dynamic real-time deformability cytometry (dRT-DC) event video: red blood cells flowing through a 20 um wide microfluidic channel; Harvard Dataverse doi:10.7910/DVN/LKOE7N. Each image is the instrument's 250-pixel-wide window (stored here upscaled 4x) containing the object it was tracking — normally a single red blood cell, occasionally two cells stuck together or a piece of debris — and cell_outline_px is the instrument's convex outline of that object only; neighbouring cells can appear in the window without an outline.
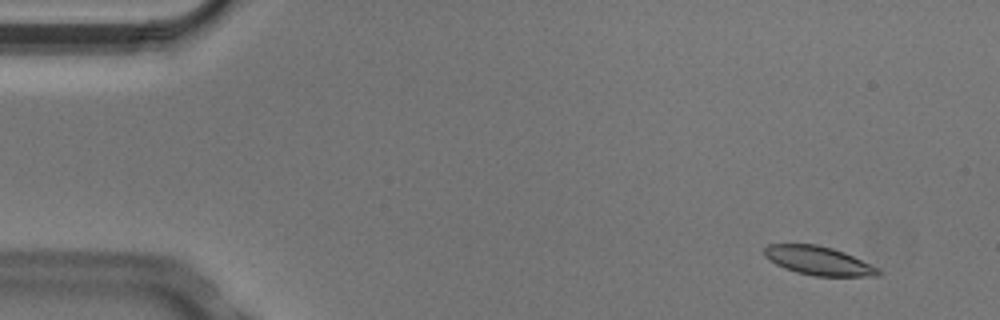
{"species": "Egyptian fruit bat (a non-hibernating species)", "species_latin": "Rousettus aegyptiacus", "temperature_condition": "cold", "stored_images_in_passage": 4, "camera_frame_rate_fps": 3000, "um_per_image_px": 0.085, "animal": {"sex": "male"}, "frame": {"image": 1, "passage_image": 1, "time_ms": 0.0, "image_size_px": [1000, 320], "cell_outline_px": [[880, 276], [816, 276], [796, 272], [784, 268], [768, 260], [764, 256], [764, 248], [768, 244], [816, 244], [832, 248], [844, 252], [880, 268]], "centroid_in_image_um": [69.57, 22.16], "position_along_channel_um": 15.4, "area_um2": 19.13}}